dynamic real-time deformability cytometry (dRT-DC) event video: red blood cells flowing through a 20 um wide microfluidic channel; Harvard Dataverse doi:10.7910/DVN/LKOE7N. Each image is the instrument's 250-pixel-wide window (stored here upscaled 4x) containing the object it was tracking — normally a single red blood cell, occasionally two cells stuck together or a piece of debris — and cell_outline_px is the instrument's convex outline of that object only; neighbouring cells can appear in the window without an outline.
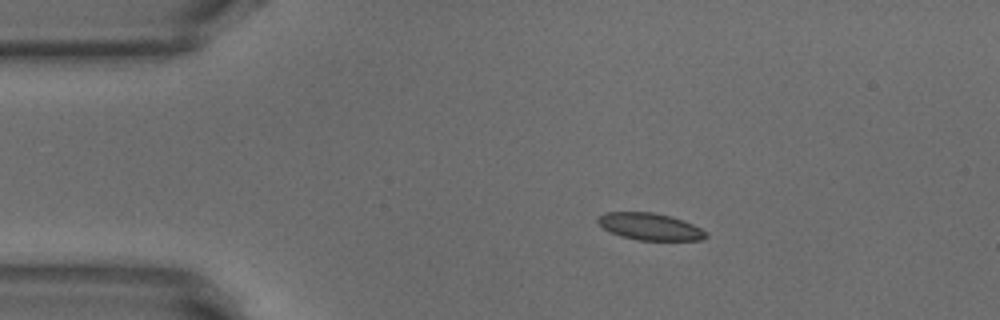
{"species": "common noctule bat (a hibernating species)", "species_latin": "Nyctalus noctula", "temperature_condition": "warm", "stored_images_in_passage": 44, "camera_frame_rate_fps": 3000, "um_per_image_px": 0.085, "animal": {"sex": "male", "body_mass_g": 18.8}, "frame": {"image": 1, "passage_image": 1, "time_ms": 0.0, "image_size_px": [1000, 320], "cell_outline_px": [[708, 236], [700, 240], [640, 240], [620, 236], [604, 228], [596, 220], [596, 216], [604, 212], [652, 212], [672, 216], [692, 224], [708, 232]], "centroid_in_image_um": [55.24, 19.25], "position_along_channel_um": 29.8, "area_um2": 16.99}}
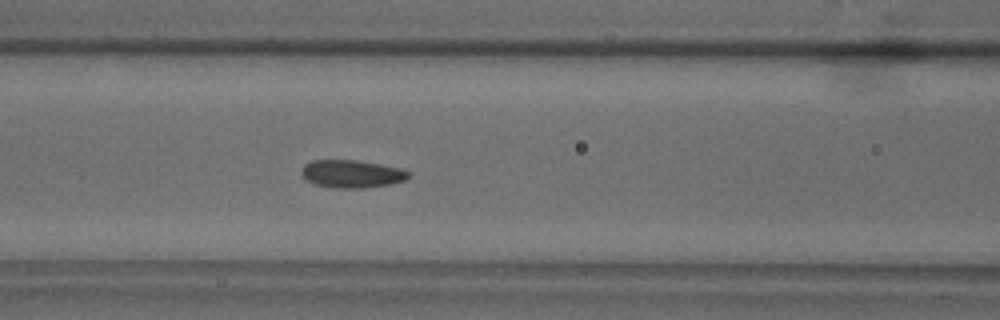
{"frame": {"image": 2, "passage_image": 13, "time_ms": 4.0, "image_size_px": [1000, 320], "cell_outline_px": [[408, 176], [404, 180], [388, 184], [364, 188], [336, 188], [316, 184], [308, 180], [300, 172], [304, 164], [312, 160], [356, 160], [380, 164], [400, 168], [408, 172]], "centroid_in_image_um": [29.87, 14.77], "position_along_channel_um": 136.7, "area_um2": 17.05}}
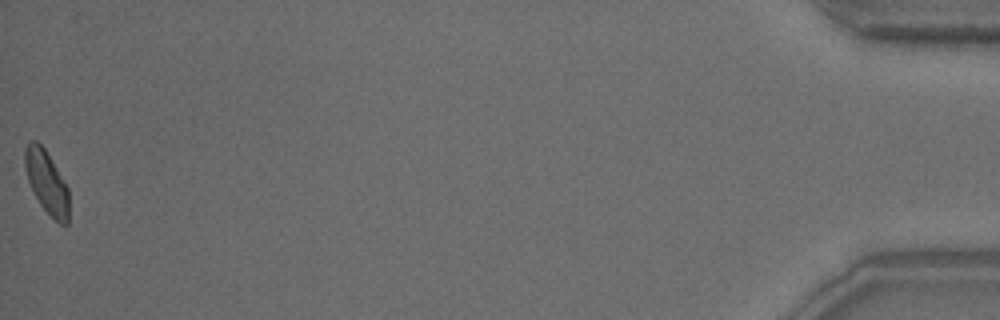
{"frame": {"image": 3, "passage_image": 44, "time_ms": 14.333, "image_size_px": [1000, 320], "cell_outline_px": [[68, 224], [60, 224], [40, 204], [28, 180], [24, 164], [24, 148], [32, 140], [36, 140], [44, 148], [68, 188]], "centroid_in_image_um": [3.95, 15.46], "position_along_channel_um": 431.2, "area_um2": 15.66}, "authors_computed_cell_mechanics": {"area_um2": 16.9932, "velocity_mm_per_s": 3.8295, "shape_relaxation_time_tau1_ms": null, "shape_relaxation_time_tau2_ms": 1.518, "deformation_change_tau1": null, "deformation_change_tau2": 0.0775}}